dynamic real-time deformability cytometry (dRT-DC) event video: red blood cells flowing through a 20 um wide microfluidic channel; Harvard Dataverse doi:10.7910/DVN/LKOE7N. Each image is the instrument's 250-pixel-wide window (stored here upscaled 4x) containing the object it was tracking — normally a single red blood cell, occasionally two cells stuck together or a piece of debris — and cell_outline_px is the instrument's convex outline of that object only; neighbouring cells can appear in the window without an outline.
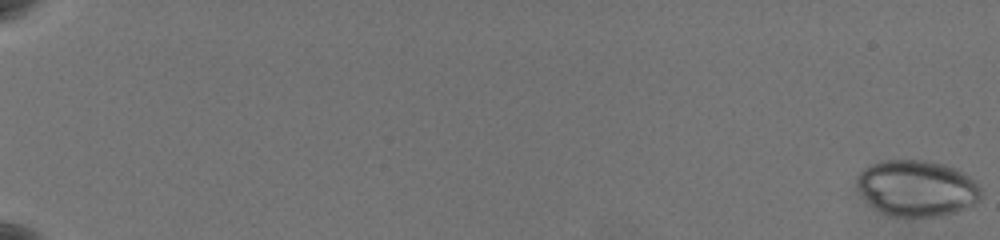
{"species": "common noctule bat (a hibernating species)", "species_latin": "Nyctalus noctula", "temperature_condition": "warm", "stored_images_in_passage": 63, "camera_frame_rate_fps": 3000, "um_per_image_px": 0.085, "animal": {"sex": "female", "body_mass_g": 19.5, "forearm_length_mm": 54.1}, "frame": {"image": 1, "passage_image": 1, "time_ms": 0.0, "image_size_px": [1000, 240], "cell_outline_px": [[980, 200], [976, 204], [956, 212], [940, 216], [892, 216], [880, 212], [856, 188], [856, 176], [864, 168], [872, 164], [884, 160], [924, 160], [944, 164], [956, 168], [964, 172], [980, 188]], "centroid_in_image_um": [77.93, 15.99], "position_along_channel_um": 7.1, "area_um2": 40.52}}
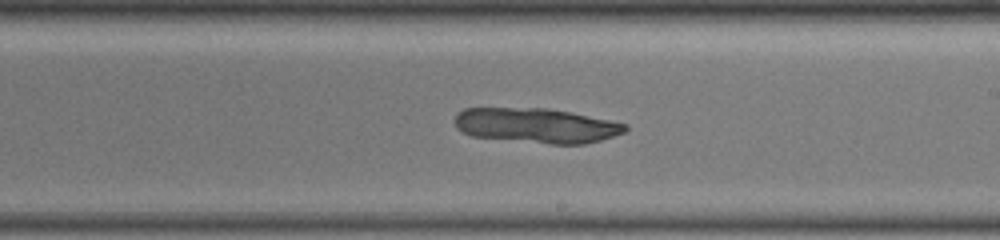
{"frame": {"image": 2, "passage_image": 41, "time_ms": 13.333, "image_size_px": [1000, 240], "cell_outline_px": [[628, 128], [624, 132], [600, 140], [584, 144], [552, 144], [472, 136], [460, 132], [456, 128], [456, 112], [464, 108], [548, 108], [572, 112], [628, 124]], "centroid_in_image_um": [45.58, 10.66], "position_along_channel_um": 243.4, "area_um2": 34.62}}
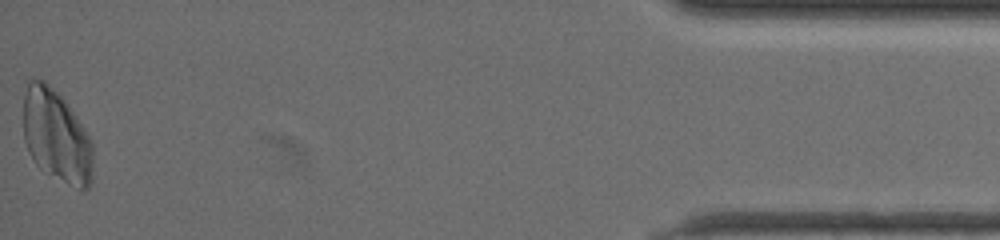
{"frame": {"image": 3, "passage_image": 63, "time_ms": 20.667, "image_size_px": [1000, 240], "cell_outline_px": [[92, 180], [88, 188], [84, 192], [80, 192], [40, 168], [36, 164], [28, 152], [24, 140], [24, 92], [28, 80], [32, 76], [44, 80], [68, 104], [88, 136], [92, 144]], "centroid_in_image_um": [4.78, 11.58], "position_along_channel_um": 430.4, "area_um2": 37.69}}